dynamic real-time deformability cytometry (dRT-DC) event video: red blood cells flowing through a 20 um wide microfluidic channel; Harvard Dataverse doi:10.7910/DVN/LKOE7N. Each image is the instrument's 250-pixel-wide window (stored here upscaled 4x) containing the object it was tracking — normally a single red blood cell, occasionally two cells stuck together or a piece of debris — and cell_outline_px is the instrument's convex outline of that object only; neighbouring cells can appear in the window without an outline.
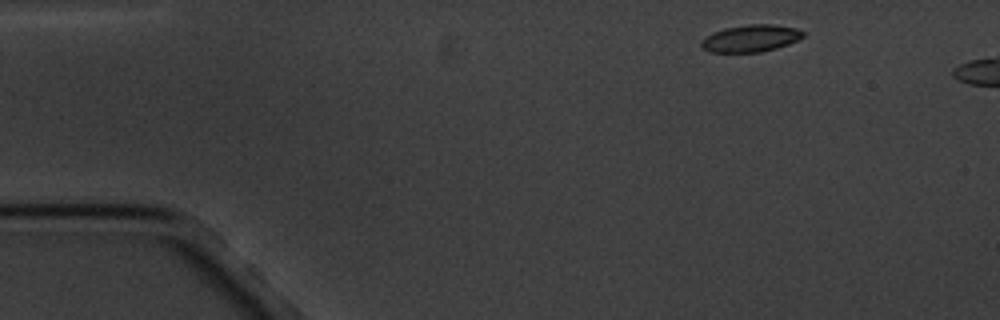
{"species": "common noctule bat (a hibernating species)", "species_latin": "Nyctalus noctula", "temperature_condition": "cold", "stored_images_in_passage": 4, "camera_frame_rate_fps": 3000, "um_per_image_px": 0.085, "animal": {"sex": "male", "body_mass_g": 20.1, "forearm_length_mm": 53.5}, "frame": {"image": 1, "passage_image": 1, "time_ms": 0.0, "image_size_px": [1000, 320], "cell_outline_px": [[804, 36], [788, 44], [776, 48], [760, 52], [712, 52], [704, 48], [700, 44], [700, 40], [724, 28], [748, 24], [772, 24], [796, 28], [804, 32]], "centroid_in_image_um": [63.83, 3.25], "position_along_channel_um": 21.2, "area_um2": 15.84}}
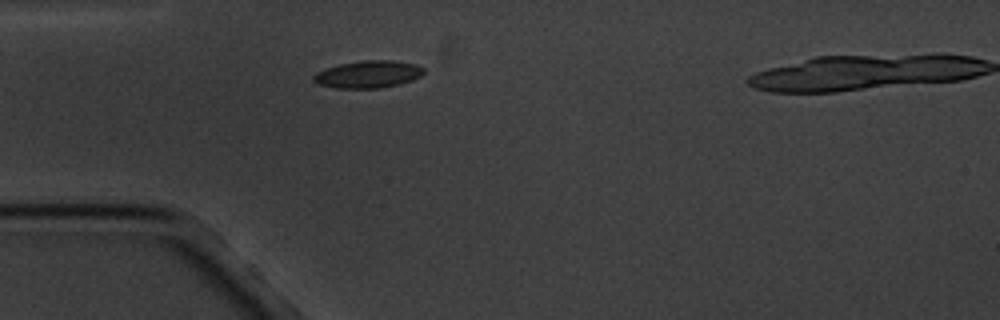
{"frame": {"image": 2, "passage_image": 3, "time_ms": 3.0, "image_size_px": [1000, 320], "cell_outline_px": [[424, 72], [420, 76], [412, 80], [400, 84], [380, 88], [336, 88], [320, 84], [312, 80], [312, 76], [316, 72], [340, 64], [364, 60], [392, 60], [416, 64], [424, 68]], "centroid_in_image_um": [31.31, 6.31], "position_along_channel_um": 53.7, "area_um2": 17.46}}